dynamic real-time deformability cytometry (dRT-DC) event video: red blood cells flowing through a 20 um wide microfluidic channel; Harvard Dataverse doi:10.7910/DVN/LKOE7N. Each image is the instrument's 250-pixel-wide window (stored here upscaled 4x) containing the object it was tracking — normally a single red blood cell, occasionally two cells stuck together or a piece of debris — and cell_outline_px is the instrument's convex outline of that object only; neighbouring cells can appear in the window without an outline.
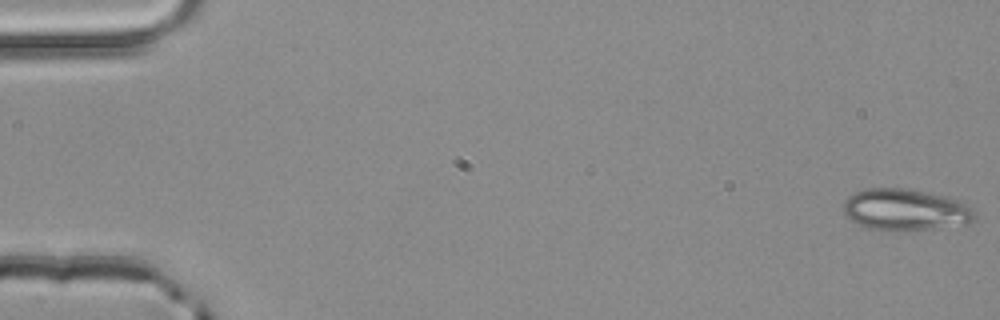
{"species": "common noctule bat (a hibernating species)", "species_latin": "Nyctalus noctula", "temperature_condition": "room temperature", "stored_images_in_passage": 4, "camera_frame_rate_fps": 3000, "um_per_image_px": 0.085, "animal": {"sex": "male", "body_mass_g": 20.4}, "frame": {"image": 1, "passage_image": 1, "time_ms": 0.0, "image_size_px": [1000, 320], "cell_outline_px": [[976, 216], [968, 224], [904, 232], [888, 232], [868, 228], [856, 224], [844, 216], [844, 200], [848, 196], [864, 188], [904, 188], [924, 192], [956, 200], [968, 204], [976, 212]], "centroid_in_image_um": [76.91, 17.86], "position_along_channel_um": 8.1, "area_um2": 32.31}}